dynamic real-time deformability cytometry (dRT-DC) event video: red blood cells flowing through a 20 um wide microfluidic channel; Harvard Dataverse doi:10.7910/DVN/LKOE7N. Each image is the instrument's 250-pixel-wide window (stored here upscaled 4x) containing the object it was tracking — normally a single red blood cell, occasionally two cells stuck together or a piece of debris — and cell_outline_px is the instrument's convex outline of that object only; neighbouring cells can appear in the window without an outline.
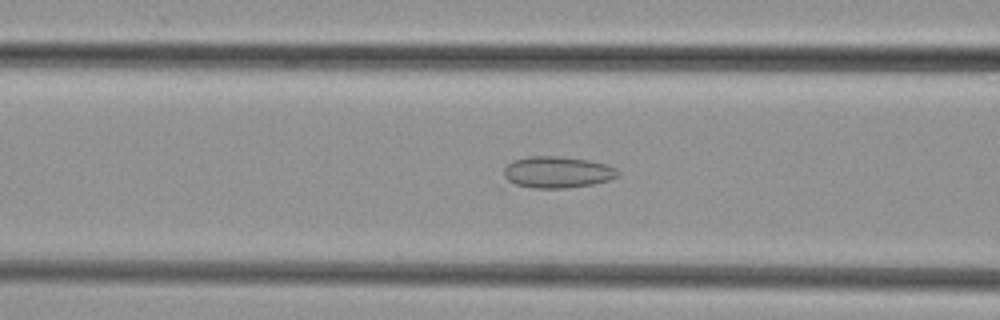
{"species": "common noctule bat (a hibernating species)", "species_latin": "Nyctalus noctula", "temperature_condition": "cold", "stored_images_in_passage": 49, "camera_frame_rate_fps": 3000, "um_per_image_px": 0.085, "animal": {"sex": "female", "body_mass_g": 29.2, "forearm_length_mm": 56.3}, "frame": {"image": 1, "passage_image": 19, "time_ms": 6.0, "image_size_px": [1000, 320], "cell_outline_px": [[620, 172], [616, 176], [608, 180], [592, 184], [568, 188], [532, 188], [508, 184], [504, 176], [504, 168], [512, 160], [528, 156], [560, 156], [588, 160], [608, 164], [616, 168]], "centroid_in_image_um": [47.32, 14.64], "position_along_channel_um": 119.3, "area_um2": 21.27}}
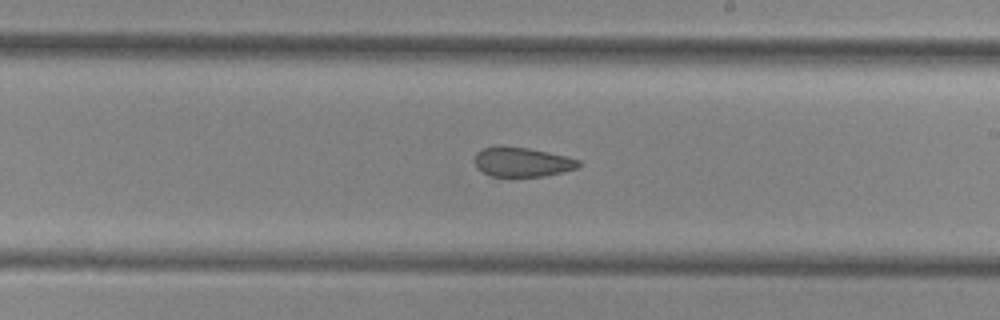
{"frame": {"image": 2, "passage_image": 28, "time_ms": 9.0, "image_size_px": [1000, 320], "cell_outline_px": [[580, 168], [564, 172], [544, 176], [508, 180], [492, 176], [476, 168], [476, 152], [484, 148], [500, 144], [528, 148], [568, 156], [580, 160]], "centroid_in_image_um": [44.39, 13.8], "position_along_channel_um": 244.6, "area_um2": 18.84}}
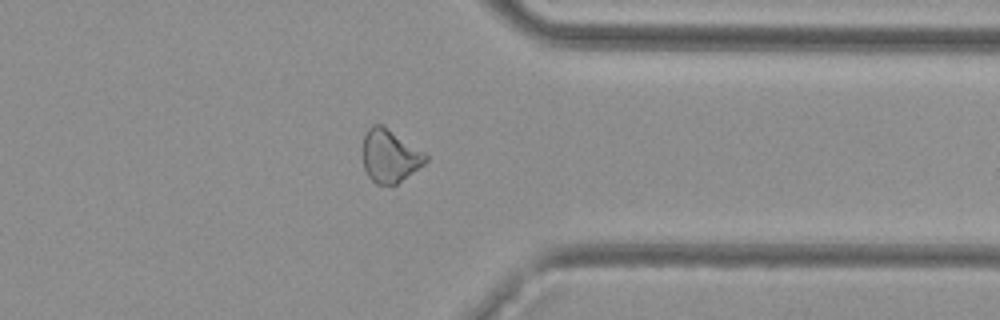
{"frame": {"image": 3, "passage_image": 38, "time_ms": 12.333, "image_size_px": [1000, 320], "cell_outline_px": [[428, 160], [424, 164], [396, 184], [376, 184], [368, 176], [364, 168], [364, 136], [368, 128], [372, 124], [380, 124], [424, 152], [428, 156]], "centroid_in_image_um": [33.13, 13.26], "position_along_channel_um": 378.3, "area_um2": 18.9}}